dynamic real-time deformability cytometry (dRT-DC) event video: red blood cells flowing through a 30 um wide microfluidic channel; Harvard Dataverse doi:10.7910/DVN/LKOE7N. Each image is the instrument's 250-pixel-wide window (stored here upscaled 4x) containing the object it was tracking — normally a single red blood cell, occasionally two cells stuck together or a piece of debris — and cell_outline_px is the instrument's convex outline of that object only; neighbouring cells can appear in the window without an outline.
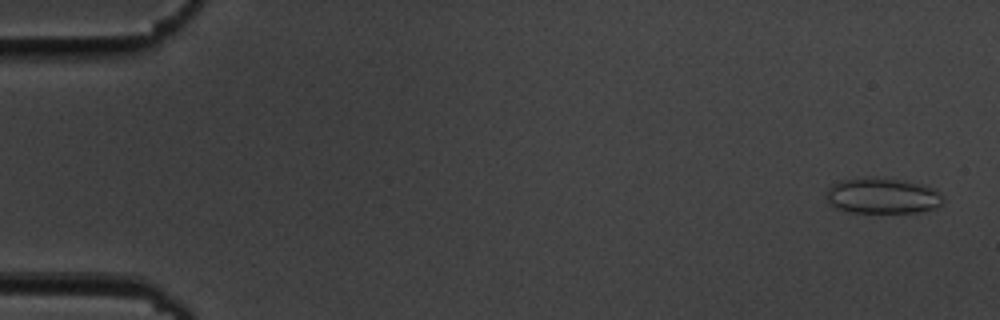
{"species": "common noctule bat (a hibernating species)", "species_latin": "Nyctalus noctula", "temperature_condition": "cold", "stored_images_in_passage": 54, "camera_frame_rate_fps": 3000, "um_per_image_px": 0.085, "animal": {"sex": "male", "body_mass_g": 19.5, "forearm_length_mm": 54.6}, "frame": {"image": 1, "passage_image": 2, "time_ms": 0.333, "image_size_px": [1000, 320], "cell_outline_px": [[944, 200], [936, 208], [920, 212], [852, 212], [836, 208], [824, 196], [824, 192], [832, 184], [840, 180], [872, 176], [900, 180], [924, 184], [936, 188]], "centroid_in_image_um": [75.0, 16.62], "position_along_channel_um": 10.0, "area_um2": 24.57}}
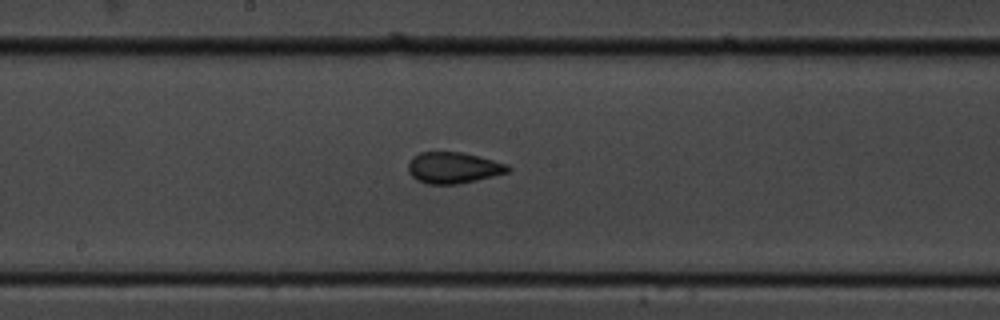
{"frame": {"image": 2, "passage_image": 29, "time_ms": 9.333, "image_size_px": [1000, 320], "cell_outline_px": [[512, 168], [508, 172], [476, 180], [456, 184], [428, 184], [416, 180], [408, 172], [408, 164], [412, 156], [420, 152], [460, 152], [508, 164]], "centroid_in_image_um": [38.5, 14.26], "position_along_channel_um": 209.7, "area_um2": 18.03}}
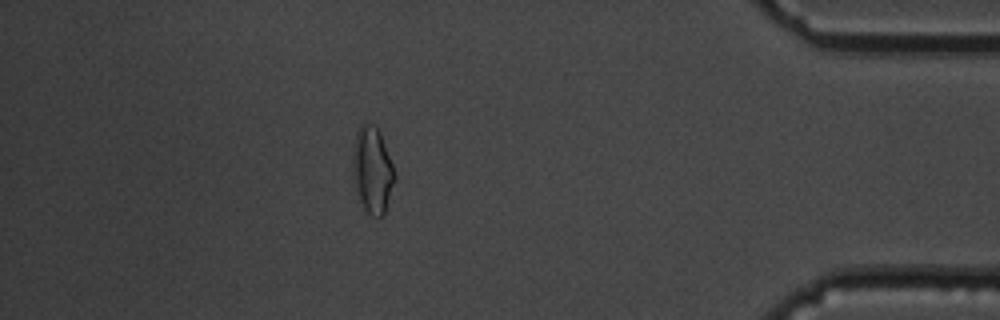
{"frame": {"image": 3, "passage_image": 48, "time_ms": 15.667, "image_size_px": [1000, 320], "cell_outline_px": [[396, 180], [384, 216], [372, 216], [364, 208], [356, 192], [352, 180], [352, 148], [356, 132], [360, 124], [372, 124], [380, 132], [392, 164], [396, 176]], "centroid_in_image_um": [31.63, 14.47], "position_along_channel_um": 403.6, "area_um2": 21.44}, "authors_computed_cell_mechanics": {"area_um2": 18.5538, "velocity_mm_per_s": 3.6895, "shape_relaxation_time_tau1_ms": 8.3964, "shape_relaxation_time_tau2_ms": 2.1011, "deformation_change_tau1": 0.1289, "deformation_change_tau2": 0.0827}}